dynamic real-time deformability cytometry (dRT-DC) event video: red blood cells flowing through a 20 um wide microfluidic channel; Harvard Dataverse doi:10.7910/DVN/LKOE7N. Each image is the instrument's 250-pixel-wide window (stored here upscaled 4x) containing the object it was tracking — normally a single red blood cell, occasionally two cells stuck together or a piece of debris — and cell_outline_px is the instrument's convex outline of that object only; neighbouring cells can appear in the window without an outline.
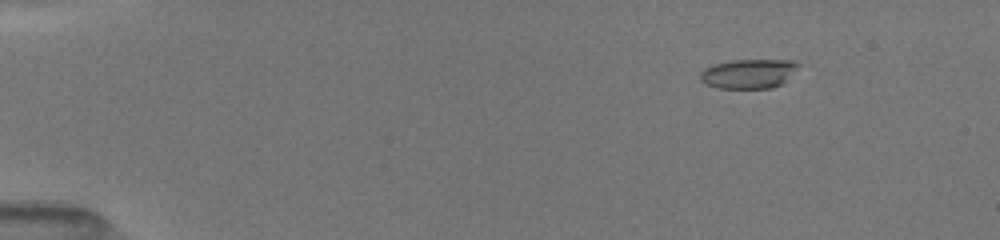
{"species": "common noctule bat (a hibernating species)", "species_latin": "Nyctalus noctula", "temperature_condition": "room temperature", "stored_images_in_passage": 59, "camera_frame_rate_fps": 3000, "um_per_image_px": 0.085, "animal": {"sex": "female", "body_mass_g": 19.5, "forearm_length_mm": 54.1}, "frame": {"image": 1, "passage_image": 2, "time_ms": 0.333, "image_size_px": [1000, 240], "cell_outline_px": [[800, 64], [784, 84], [772, 88], [716, 88], [704, 84], [700, 80], [700, 72], [704, 68], [712, 64], [732, 60], [792, 60]], "centroid_in_image_um": [63.61, 6.27], "position_along_channel_um": 21.4, "area_um2": 17.05}}
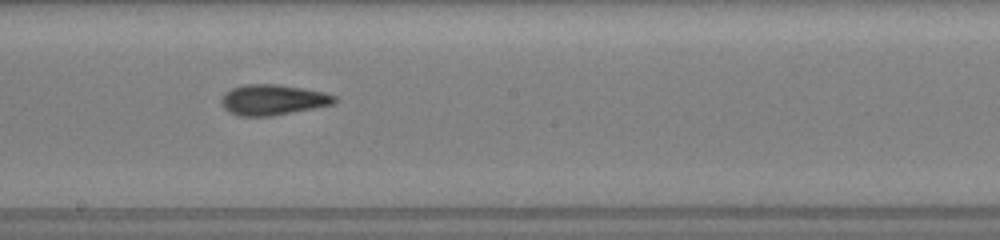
{"frame": {"image": 2, "passage_image": 31, "time_ms": 8.0, "image_size_px": [1000, 240], "cell_outline_px": [[340, 100], [332, 104], [272, 116], [236, 116], [228, 112], [220, 104], [220, 100], [224, 92], [232, 88], [244, 84], [276, 84], [304, 88], [324, 92], [336, 96]], "centroid_in_image_um": [23.16, 8.48], "position_along_channel_um": 225.0, "area_um2": 20.35}}
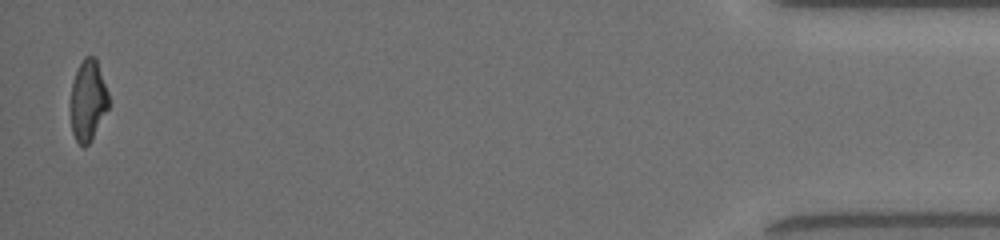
{"frame": {"image": 3, "passage_image": 59, "time_ms": 15.0, "image_size_px": [1000, 240], "cell_outline_px": [[108, 108], [88, 144], [84, 148], [76, 140], [72, 132], [72, 84], [76, 72], [84, 56], [96, 56], [108, 92]], "centroid_in_image_um": [7.49, 8.5], "position_along_channel_um": 427.7, "area_um2": 17.46}, "authors_computed_cell_mechanics": {"area_um2": 19.0162, "velocity_mm_per_s": 4.0482, "shape_relaxation_time_tau1_ms": 4.9066, "shape_relaxation_time_tau2_ms": 1.3716, "deformation_change_tau1": 0.1998, "deformation_change_tau2": 0.0904}}